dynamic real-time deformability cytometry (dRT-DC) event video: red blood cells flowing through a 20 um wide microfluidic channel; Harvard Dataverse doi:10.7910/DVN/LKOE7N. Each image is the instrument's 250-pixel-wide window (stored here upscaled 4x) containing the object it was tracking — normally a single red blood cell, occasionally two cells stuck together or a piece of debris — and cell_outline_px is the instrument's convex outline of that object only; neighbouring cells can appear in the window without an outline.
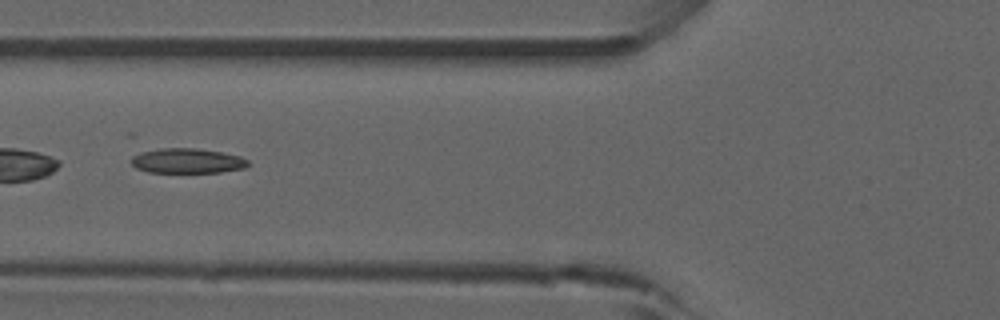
{"species": "common noctule bat (a hibernating species)", "species_latin": "Nyctalus noctula", "temperature_condition": "room temperature", "stored_images_in_passage": 12, "camera_frame_rate_fps": 3000, "um_per_image_px": 0.085, "animal": {"sex": "male", "forearm_length_mm": 52.5}, "frame": {"image": 1, "passage_image": 9, "time_ms": 2.667, "image_size_px": [1000, 320], "cell_outline_px": [[248, 164], [244, 168], [220, 172], [148, 172], [136, 168], [132, 164], [132, 156], [140, 148], [196, 148], [220, 152], [240, 156], [248, 160]], "centroid_in_image_um": [15.81, 13.64], "position_along_channel_um": 110.0, "area_um2": 17.22}}